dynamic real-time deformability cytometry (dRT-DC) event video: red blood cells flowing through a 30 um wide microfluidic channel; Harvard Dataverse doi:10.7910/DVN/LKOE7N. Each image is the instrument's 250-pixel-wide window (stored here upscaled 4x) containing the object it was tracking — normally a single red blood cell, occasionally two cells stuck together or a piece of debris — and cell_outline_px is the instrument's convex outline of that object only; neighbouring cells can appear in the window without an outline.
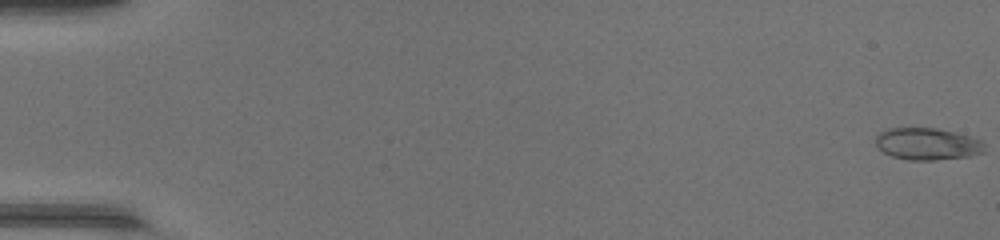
{"species": "common noctule bat (a hibernating species)", "species_latin": "Nyctalus noctula", "temperature_condition": "warm", "stored_images_in_passage": 49, "camera_frame_rate_fps": 3000, "um_per_image_px": 0.085, "animal": {"sex": "female", "body_mass_g": 17.0, "forearm_length_mm": 48.0}, "frame": {"image": 1, "passage_image": 1, "time_ms": 0.0, "image_size_px": [1000, 240], "cell_outline_px": [[984, 152], [968, 156], [932, 160], [908, 160], [892, 156], [884, 152], [876, 144], [876, 136], [880, 132], [888, 128], [936, 128], [956, 132], [980, 140], [984, 144]], "centroid_in_image_um": [78.81, 12.23], "position_along_channel_um": 6.2, "area_um2": 20.11}}
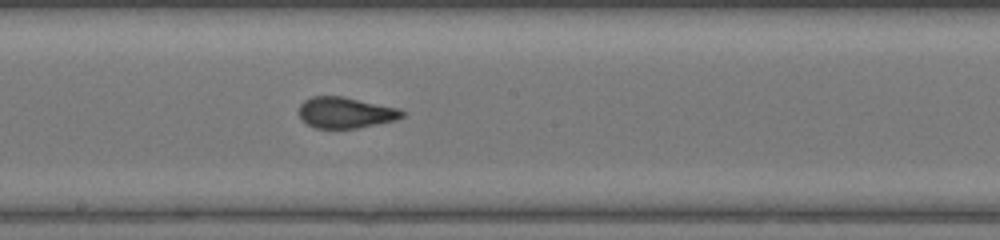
{"frame": {"image": 2, "passage_image": 28, "time_ms": 9.0, "image_size_px": [1000, 240], "cell_outline_px": [[404, 116], [396, 120], [356, 128], [316, 128], [308, 124], [300, 116], [300, 104], [304, 100], [312, 96], [344, 96], [400, 108], [404, 112]], "centroid_in_image_um": [29.4, 9.56], "position_along_channel_um": 218.8, "area_um2": 18.61}}
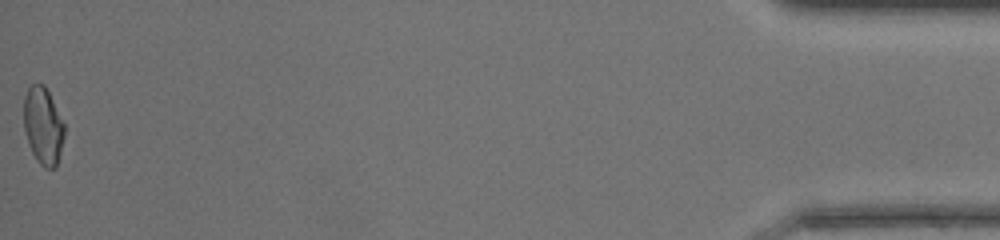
{"frame": {"image": 3, "passage_image": 49, "time_ms": 16.0, "image_size_px": [1000, 240], "cell_outline_px": [[64, 136], [56, 168], [44, 168], [36, 160], [28, 144], [24, 128], [24, 96], [28, 88], [32, 84], [44, 84], [64, 124]], "centroid_in_image_um": [3.65, 10.72], "position_along_channel_um": 431.6, "area_um2": 18.09}}